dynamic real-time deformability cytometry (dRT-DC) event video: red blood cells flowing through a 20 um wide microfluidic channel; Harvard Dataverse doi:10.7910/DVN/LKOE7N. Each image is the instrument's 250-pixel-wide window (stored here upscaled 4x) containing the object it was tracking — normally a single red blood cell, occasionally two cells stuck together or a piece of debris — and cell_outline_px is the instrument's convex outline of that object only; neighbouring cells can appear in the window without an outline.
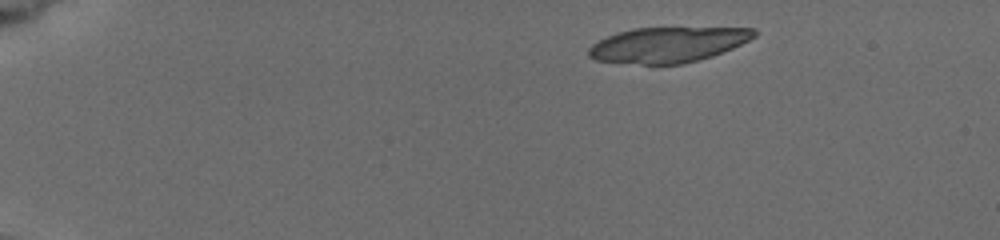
{"species": "common noctule bat (a hibernating species)", "species_latin": "Nyctalus noctula", "temperature_condition": "cold", "stored_images_in_passage": 6, "camera_frame_rate_fps": 3000, "um_per_image_px": 0.085, "animal": {"sex": "female", "body_mass_g": 19.5, "forearm_length_mm": 54.1}, "frame": {"image": 1, "passage_image": 2, "time_ms": 1.0, "image_size_px": [1000, 240], "cell_outline_px": [[760, 32], [756, 36], [732, 48], [712, 56], [684, 64], [644, 64], [596, 60], [588, 56], [588, 48], [592, 44], [616, 32], [632, 28], [756, 28]], "centroid_in_image_um": [56.78, 3.79], "position_along_channel_um": 28.2, "area_um2": 33.93}}